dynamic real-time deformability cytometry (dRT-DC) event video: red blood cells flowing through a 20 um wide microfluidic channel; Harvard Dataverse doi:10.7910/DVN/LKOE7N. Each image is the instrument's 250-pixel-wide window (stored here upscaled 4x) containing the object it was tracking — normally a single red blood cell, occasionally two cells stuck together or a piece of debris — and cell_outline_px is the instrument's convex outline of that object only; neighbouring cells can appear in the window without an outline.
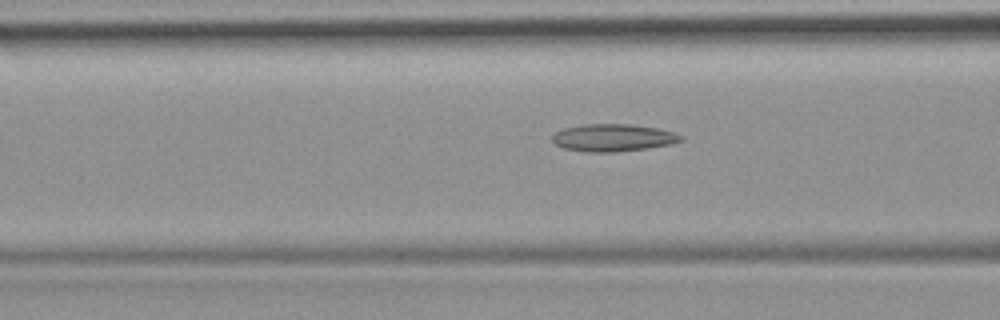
{"species": "common noctule bat (a hibernating species)", "species_latin": "Nyctalus noctula", "temperature_condition": "room temperature", "stored_images_in_passage": 43, "camera_frame_rate_fps": 3000, "um_per_image_px": 0.085, "animal": {"sex": "female", "body_mass_g": 19.9}, "frame": {"image": 1, "passage_image": 14, "time_ms": 4.333, "image_size_px": [1000, 320], "cell_outline_px": [[684, 140], [672, 144], [648, 148], [616, 152], [584, 152], [564, 148], [556, 144], [552, 140], [552, 136], [556, 132], [564, 128], [584, 124], [632, 124], [656, 128], [672, 132], [684, 136]], "centroid_in_image_um": [52.13, 11.71], "position_along_channel_um": 114.5, "area_um2": 20.58}}
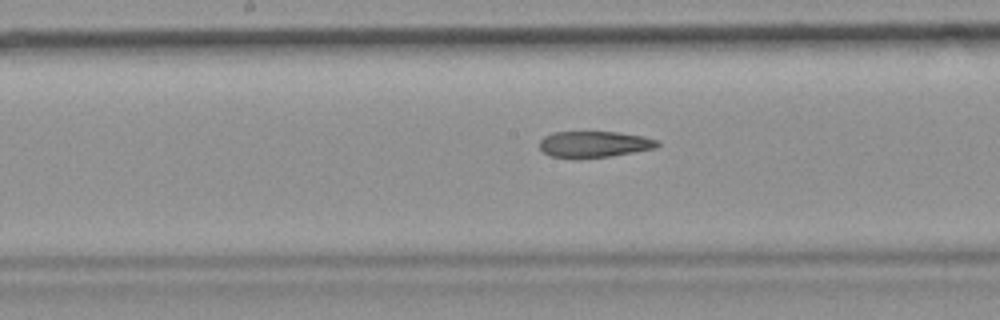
{"frame": {"image": 2, "passage_image": 20, "time_ms": 6.333, "image_size_px": [1000, 320], "cell_outline_px": [[660, 144], [656, 148], [612, 156], [572, 160], [548, 156], [540, 148], [540, 140], [544, 136], [552, 132], [616, 132], [640, 136], [660, 140]], "centroid_in_image_um": [50.46, 12.29], "position_along_channel_um": 197.7, "area_um2": 18.44}}
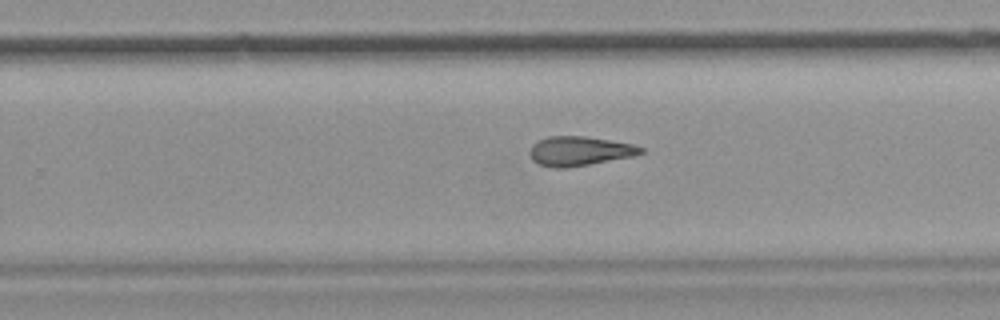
{"frame": {"image": 3, "passage_image": 26, "time_ms": 8.333, "image_size_px": [1000, 320], "cell_outline_px": [[644, 152], [632, 156], [568, 168], [552, 168], [540, 164], [532, 160], [528, 152], [532, 144], [548, 136], [584, 136], [632, 144], [644, 148]], "centroid_in_image_um": [49.21, 12.84], "position_along_channel_um": 280.6, "area_um2": 18.9}}